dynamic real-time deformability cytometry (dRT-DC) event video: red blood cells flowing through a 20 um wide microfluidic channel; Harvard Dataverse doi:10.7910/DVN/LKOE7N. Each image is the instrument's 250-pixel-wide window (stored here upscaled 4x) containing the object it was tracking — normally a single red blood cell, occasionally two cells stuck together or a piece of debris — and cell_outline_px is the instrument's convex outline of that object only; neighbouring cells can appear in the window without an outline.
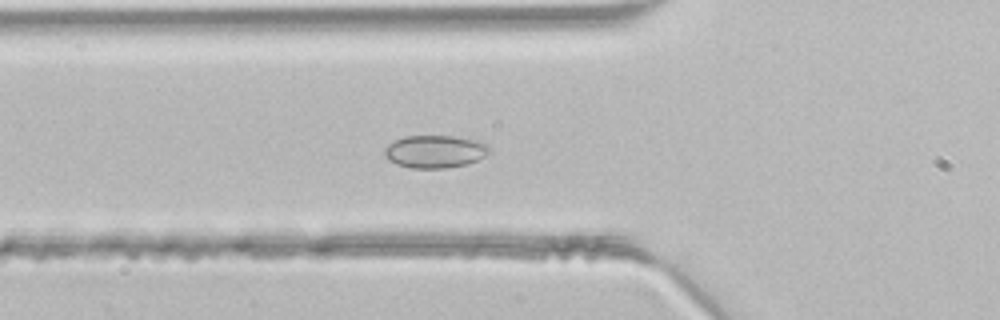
{"species": "common noctule bat (a hibernating species)", "species_latin": "Nyctalus noctula", "temperature_condition": "room temperature", "stored_images_in_passage": 33, "camera_frame_rate_fps": 3000, "um_per_image_px": 0.085, "animal": {"sex": "male", "body_mass_g": 21.5, "forearm_length_mm": 52.0}, "frame": {"image": 1, "passage_image": 2, "time_ms": 0.333, "image_size_px": [1000, 320], "cell_outline_px": [[488, 152], [484, 156], [468, 164], [448, 168], [412, 168], [396, 164], [388, 160], [384, 156], [384, 148], [388, 144], [404, 136], [456, 136], [476, 140], [488, 144]], "centroid_in_image_um": [36.94, 12.88], "position_along_channel_um": 88.9, "area_um2": 20.0}}
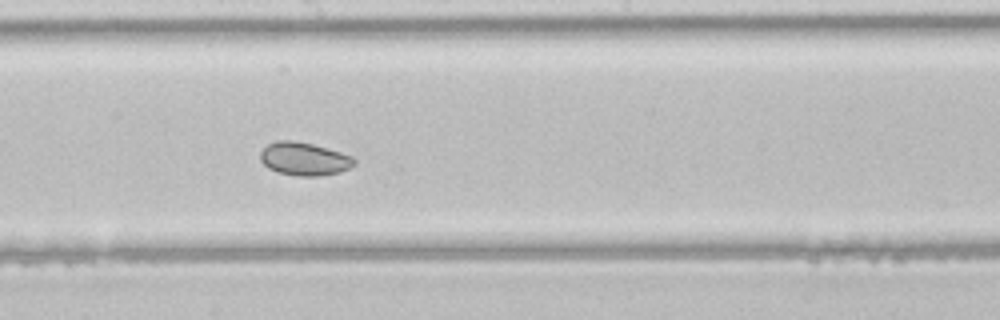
{"frame": {"image": 2, "passage_image": 11, "time_ms": 3.333, "image_size_px": [1000, 320], "cell_outline_px": [[356, 164], [340, 172], [316, 176], [300, 176], [280, 172], [268, 168], [260, 160], [260, 152], [268, 144], [276, 140], [292, 140], [312, 144], [340, 152], [352, 156], [356, 160]], "centroid_in_image_um": [25.85, 13.5], "position_along_channel_um": 222.3, "area_um2": 17.98}}
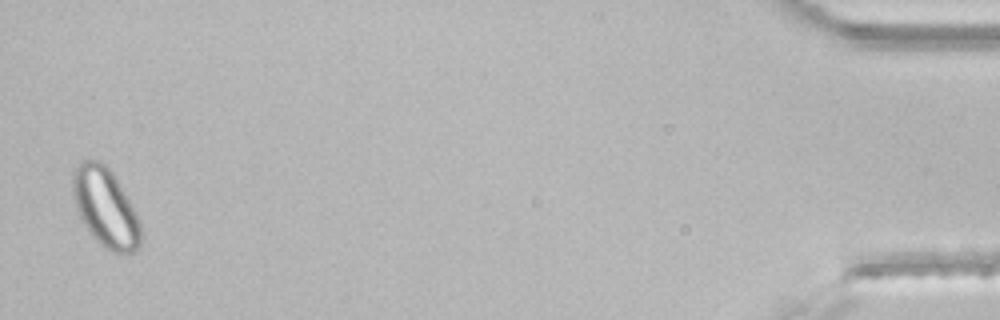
{"frame": {"image": 3, "passage_image": 31, "time_ms": 10.0, "image_size_px": [1000, 320], "cell_outline_px": [[144, 236], [140, 244], [128, 256], [112, 252], [104, 248], [92, 236], [84, 224], [76, 208], [72, 196], [72, 172], [76, 164], [80, 160], [100, 160], [112, 172], [128, 196], [140, 220]], "centroid_in_image_um": [8.98, 17.66], "position_along_channel_um": 426.2, "area_um2": 32.08}}